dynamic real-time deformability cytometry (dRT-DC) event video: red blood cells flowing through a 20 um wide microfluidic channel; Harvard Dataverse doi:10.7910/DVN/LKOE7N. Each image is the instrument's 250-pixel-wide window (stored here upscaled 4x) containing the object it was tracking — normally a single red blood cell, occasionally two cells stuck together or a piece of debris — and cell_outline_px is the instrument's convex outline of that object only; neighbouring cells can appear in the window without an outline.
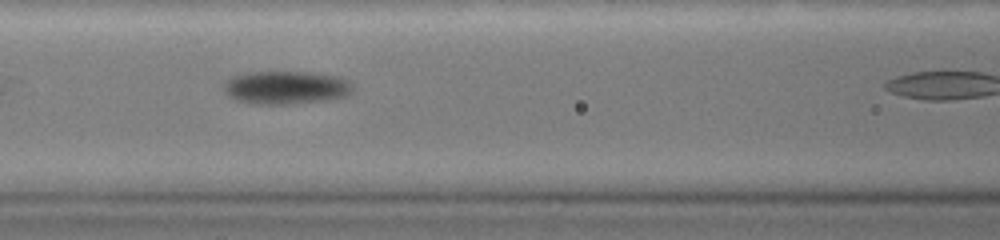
{"species": "common noctule bat (a hibernating species)", "species_latin": "Nyctalus noctula", "temperature_condition": "warm", "stored_images_in_passage": 18, "camera_frame_rate_fps": 3000, "um_per_image_px": 0.085, "animal": {"sex": "female", "body_mass_g": 19.0, "forearm_length_mm": 51.5}, "frame": {"image": 1, "passage_image": 13, "time_ms": 4.0, "image_size_px": [1000, 240], "cell_outline_px": [[348, 88], [340, 96], [288, 104], [256, 104], [240, 100], [232, 96], [228, 92], [228, 84], [232, 80], [240, 76], [256, 72], [296, 72], [324, 76], [340, 80]], "centroid_in_image_um": [24.16, 7.46], "position_along_channel_um": 142.4, "area_um2": 22.02}}